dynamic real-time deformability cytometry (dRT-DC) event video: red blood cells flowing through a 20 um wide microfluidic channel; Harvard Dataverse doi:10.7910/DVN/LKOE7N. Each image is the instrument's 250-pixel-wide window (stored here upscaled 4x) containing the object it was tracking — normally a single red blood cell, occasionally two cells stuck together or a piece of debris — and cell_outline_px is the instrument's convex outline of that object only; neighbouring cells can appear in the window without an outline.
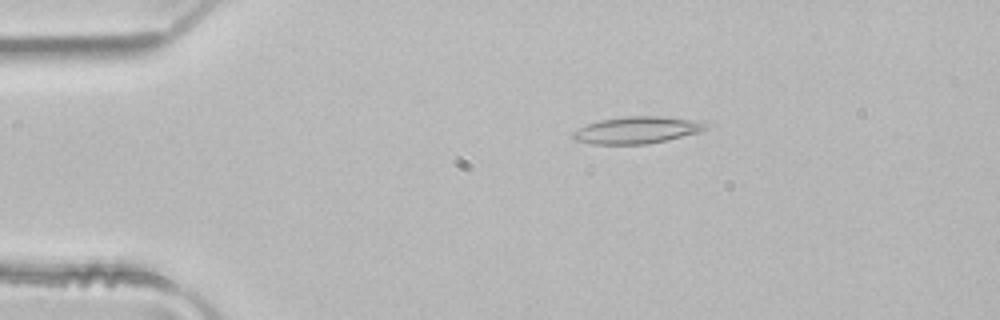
{"species": "common noctule bat (a hibernating species)", "species_latin": "Nyctalus noctula", "temperature_condition": "room temperature", "stored_images_in_passage": 2, "camera_frame_rate_fps": 3000, "um_per_image_px": 0.085, "animal": {"sex": "male", "body_mass_g": 21.5, "forearm_length_mm": 52.0}, "frame": {"image": 1, "passage_image": 1, "time_ms": 0.0, "image_size_px": [1000, 320], "cell_outline_px": [[712, 124], [708, 128], [696, 132], [664, 140], [644, 144], [592, 144], [572, 140], [572, 132], [588, 124], [600, 120], [624, 116], [664, 116], [704, 120]], "centroid_in_image_um": [54.18, 11.03], "position_along_channel_um": 30.8, "area_um2": 20.98}}